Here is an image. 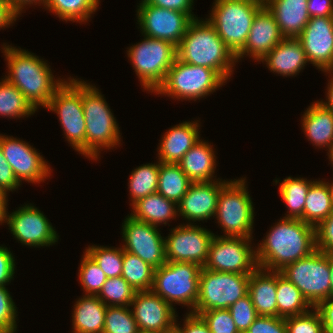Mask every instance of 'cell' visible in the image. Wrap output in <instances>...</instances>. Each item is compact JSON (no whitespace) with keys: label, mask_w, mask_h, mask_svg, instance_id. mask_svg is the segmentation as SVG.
<instances>
[{"label":"cell","mask_w":333,"mask_h":333,"mask_svg":"<svg viewBox=\"0 0 333 333\" xmlns=\"http://www.w3.org/2000/svg\"><path fill=\"white\" fill-rule=\"evenodd\" d=\"M195 224L183 223L169 230L170 233L165 237L167 261L194 263L204 267L215 234Z\"/></svg>","instance_id":"14"},{"label":"cell","mask_w":333,"mask_h":333,"mask_svg":"<svg viewBox=\"0 0 333 333\" xmlns=\"http://www.w3.org/2000/svg\"><path fill=\"white\" fill-rule=\"evenodd\" d=\"M83 254L78 268V281L85 295L97 296L107 280V276L86 251Z\"/></svg>","instance_id":"41"},{"label":"cell","mask_w":333,"mask_h":333,"mask_svg":"<svg viewBox=\"0 0 333 333\" xmlns=\"http://www.w3.org/2000/svg\"><path fill=\"white\" fill-rule=\"evenodd\" d=\"M263 6L255 0H215L205 19L236 56L247 41L256 13Z\"/></svg>","instance_id":"7"},{"label":"cell","mask_w":333,"mask_h":333,"mask_svg":"<svg viewBox=\"0 0 333 333\" xmlns=\"http://www.w3.org/2000/svg\"><path fill=\"white\" fill-rule=\"evenodd\" d=\"M226 82L216 70L191 65L177 58L154 93L155 95H167L178 101H196L210 96Z\"/></svg>","instance_id":"5"},{"label":"cell","mask_w":333,"mask_h":333,"mask_svg":"<svg viewBox=\"0 0 333 333\" xmlns=\"http://www.w3.org/2000/svg\"><path fill=\"white\" fill-rule=\"evenodd\" d=\"M0 148L19 183H41L51 176L48 161L28 142L0 134Z\"/></svg>","instance_id":"18"},{"label":"cell","mask_w":333,"mask_h":333,"mask_svg":"<svg viewBox=\"0 0 333 333\" xmlns=\"http://www.w3.org/2000/svg\"><path fill=\"white\" fill-rule=\"evenodd\" d=\"M147 4L161 8L176 10L182 13H187L193 20L197 19L192 12L194 0H144Z\"/></svg>","instance_id":"52"},{"label":"cell","mask_w":333,"mask_h":333,"mask_svg":"<svg viewBox=\"0 0 333 333\" xmlns=\"http://www.w3.org/2000/svg\"><path fill=\"white\" fill-rule=\"evenodd\" d=\"M333 213V190L329 182L317 180L310 186L304 205V222L317 227Z\"/></svg>","instance_id":"31"},{"label":"cell","mask_w":333,"mask_h":333,"mask_svg":"<svg viewBox=\"0 0 333 333\" xmlns=\"http://www.w3.org/2000/svg\"><path fill=\"white\" fill-rule=\"evenodd\" d=\"M8 195L4 191H0V225L5 224L7 221V213H8Z\"/></svg>","instance_id":"58"},{"label":"cell","mask_w":333,"mask_h":333,"mask_svg":"<svg viewBox=\"0 0 333 333\" xmlns=\"http://www.w3.org/2000/svg\"><path fill=\"white\" fill-rule=\"evenodd\" d=\"M138 333H159L155 331H146V330H139Z\"/></svg>","instance_id":"62"},{"label":"cell","mask_w":333,"mask_h":333,"mask_svg":"<svg viewBox=\"0 0 333 333\" xmlns=\"http://www.w3.org/2000/svg\"><path fill=\"white\" fill-rule=\"evenodd\" d=\"M228 310L240 333H245L258 317L249 294L230 305Z\"/></svg>","instance_id":"45"},{"label":"cell","mask_w":333,"mask_h":333,"mask_svg":"<svg viewBox=\"0 0 333 333\" xmlns=\"http://www.w3.org/2000/svg\"><path fill=\"white\" fill-rule=\"evenodd\" d=\"M10 8L18 15L21 16V14L26 11L24 10L27 6L31 5H37L43 6L46 0H7ZM34 3V4H33Z\"/></svg>","instance_id":"56"},{"label":"cell","mask_w":333,"mask_h":333,"mask_svg":"<svg viewBox=\"0 0 333 333\" xmlns=\"http://www.w3.org/2000/svg\"><path fill=\"white\" fill-rule=\"evenodd\" d=\"M19 16L10 8L7 0H0V30L9 28Z\"/></svg>","instance_id":"55"},{"label":"cell","mask_w":333,"mask_h":333,"mask_svg":"<svg viewBox=\"0 0 333 333\" xmlns=\"http://www.w3.org/2000/svg\"><path fill=\"white\" fill-rule=\"evenodd\" d=\"M315 309L321 316L325 333H333V298L320 302Z\"/></svg>","instance_id":"54"},{"label":"cell","mask_w":333,"mask_h":333,"mask_svg":"<svg viewBox=\"0 0 333 333\" xmlns=\"http://www.w3.org/2000/svg\"><path fill=\"white\" fill-rule=\"evenodd\" d=\"M8 229L22 245L49 247L59 240V235L49 219L35 205L23 204L11 214L7 213Z\"/></svg>","instance_id":"16"},{"label":"cell","mask_w":333,"mask_h":333,"mask_svg":"<svg viewBox=\"0 0 333 333\" xmlns=\"http://www.w3.org/2000/svg\"><path fill=\"white\" fill-rule=\"evenodd\" d=\"M177 58L185 63L216 70L230 80L237 59L206 19H194L177 46Z\"/></svg>","instance_id":"3"},{"label":"cell","mask_w":333,"mask_h":333,"mask_svg":"<svg viewBox=\"0 0 333 333\" xmlns=\"http://www.w3.org/2000/svg\"><path fill=\"white\" fill-rule=\"evenodd\" d=\"M255 1L260 2L264 5L268 0H255Z\"/></svg>","instance_id":"63"},{"label":"cell","mask_w":333,"mask_h":333,"mask_svg":"<svg viewBox=\"0 0 333 333\" xmlns=\"http://www.w3.org/2000/svg\"><path fill=\"white\" fill-rule=\"evenodd\" d=\"M253 238L214 236L203 268L211 271L251 274L258 268ZM254 247V248H253Z\"/></svg>","instance_id":"13"},{"label":"cell","mask_w":333,"mask_h":333,"mask_svg":"<svg viewBox=\"0 0 333 333\" xmlns=\"http://www.w3.org/2000/svg\"><path fill=\"white\" fill-rule=\"evenodd\" d=\"M284 38L273 14L264 5L255 15L244 47L236 55L237 62L244 56L260 62Z\"/></svg>","instance_id":"22"},{"label":"cell","mask_w":333,"mask_h":333,"mask_svg":"<svg viewBox=\"0 0 333 333\" xmlns=\"http://www.w3.org/2000/svg\"><path fill=\"white\" fill-rule=\"evenodd\" d=\"M246 183V177L231 179L220 190L215 219L221 237L253 238L255 208Z\"/></svg>","instance_id":"6"},{"label":"cell","mask_w":333,"mask_h":333,"mask_svg":"<svg viewBox=\"0 0 333 333\" xmlns=\"http://www.w3.org/2000/svg\"><path fill=\"white\" fill-rule=\"evenodd\" d=\"M260 62L274 74L295 77L308 61L298 38H284Z\"/></svg>","instance_id":"24"},{"label":"cell","mask_w":333,"mask_h":333,"mask_svg":"<svg viewBox=\"0 0 333 333\" xmlns=\"http://www.w3.org/2000/svg\"><path fill=\"white\" fill-rule=\"evenodd\" d=\"M36 111L15 85L5 78H1L0 116L20 119L34 115Z\"/></svg>","instance_id":"37"},{"label":"cell","mask_w":333,"mask_h":333,"mask_svg":"<svg viewBox=\"0 0 333 333\" xmlns=\"http://www.w3.org/2000/svg\"><path fill=\"white\" fill-rule=\"evenodd\" d=\"M316 248L325 253L333 251V213L316 227Z\"/></svg>","instance_id":"48"},{"label":"cell","mask_w":333,"mask_h":333,"mask_svg":"<svg viewBox=\"0 0 333 333\" xmlns=\"http://www.w3.org/2000/svg\"><path fill=\"white\" fill-rule=\"evenodd\" d=\"M128 60L143 90L153 93L164 81L177 59V46L166 40L144 38L127 48Z\"/></svg>","instance_id":"8"},{"label":"cell","mask_w":333,"mask_h":333,"mask_svg":"<svg viewBox=\"0 0 333 333\" xmlns=\"http://www.w3.org/2000/svg\"><path fill=\"white\" fill-rule=\"evenodd\" d=\"M329 268H330V284H331V298H333V254L329 253Z\"/></svg>","instance_id":"59"},{"label":"cell","mask_w":333,"mask_h":333,"mask_svg":"<svg viewBox=\"0 0 333 333\" xmlns=\"http://www.w3.org/2000/svg\"><path fill=\"white\" fill-rule=\"evenodd\" d=\"M130 216L154 226L169 225L171 219L178 217V207L173 201L166 199L158 192L139 199L132 206Z\"/></svg>","instance_id":"30"},{"label":"cell","mask_w":333,"mask_h":333,"mask_svg":"<svg viewBox=\"0 0 333 333\" xmlns=\"http://www.w3.org/2000/svg\"><path fill=\"white\" fill-rule=\"evenodd\" d=\"M275 179V185L279 184V194L288 208L284 218L301 219L304 221V205L310 186L316 180H307L301 177H286L283 181Z\"/></svg>","instance_id":"32"},{"label":"cell","mask_w":333,"mask_h":333,"mask_svg":"<svg viewBox=\"0 0 333 333\" xmlns=\"http://www.w3.org/2000/svg\"><path fill=\"white\" fill-rule=\"evenodd\" d=\"M163 333H182V331L176 325H174Z\"/></svg>","instance_id":"60"},{"label":"cell","mask_w":333,"mask_h":333,"mask_svg":"<svg viewBox=\"0 0 333 333\" xmlns=\"http://www.w3.org/2000/svg\"><path fill=\"white\" fill-rule=\"evenodd\" d=\"M277 272L257 268L250 274L248 294L258 316H277Z\"/></svg>","instance_id":"28"},{"label":"cell","mask_w":333,"mask_h":333,"mask_svg":"<svg viewBox=\"0 0 333 333\" xmlns=\"http://www.w3.org/2000/svg\"><path fill=\"white\" fill-rule=\"evenodd\" d=\"M154 270V267L139 258L137 255L124 251L121 276L137 292L151 290L153 285Z\"/></svg>","instance_id":"38"},{"label":"cell","mask_w":333,"mask_h":333,"mask_svg":"<svg viewBox=\"0 0 333 333\" xmlns=\"http://www.w3.org/2000/svg\"><path fill=\"white\" fill-rule=\"evenodd\" d=\"M200 120L183 121L169 128L159 143L158 160L177 164L200 139Z\"/></svg>","instance_id":"23"},{"label":"cell","mask_w":333,"mask_h":333,"mask_svg":"<svg viewBox=\"0 0 333 333\" xmlns=\"http://www.w3.org/2000/svg\"><path fill=\"white\" fill-rule=\"evenodd\" d=\"M228 182L215 180L210 182L191 183L187 193L177 204L178 217H182L193 224L197 221H206L214 218L221 188Z\"/></svg>","instance_id":"21"},{"label":"cell","mask_w":333,"mask_h":333,"mask_svg":"<svg viewBox=\"0 0 333 333\" xmlns=\"http://www.w3.org/2000/svg\"><path fill=\"white\" fill-rule=\"evenodd\" d=\"M325 74H328V77L330 78V80L328 79V84H327V91H326V101H323V99L321 101H319L320 103H322L326 108H328L330 111L333 112V73L331 71H324Z\"/></svg>","instance_id":"57"},{"label":"cell","mask_w":333,"mask_h":333,"mask_svg":"<svg viewBox=\"0 0 333 333\" xmlns=\"http://www.w3.org/2000/svg\"><path fill=\"white\" fill-rule=\"evenodd\" d=\"M192 182L178 164L160 162L157 192L178 204Z\"/></svg>","instance_id":"35"},{"label":"cell","mask_w":333,"mask_h":333,"mask_svg":"<svg viewBox=\"0 0 333 333\" xmlns=\"http://www.w3.org/2000/svg\"><path fill=\"white\" fill-rule=\"evenodd\" d=\"M301 123L307 140L329 152L333 145V112L317 100L305 110Z\"/></svg>","instance_id":"27"},{"label":"cell","mask_w":333,"mask_h":333,"mask_svg":"<svg viewBox=\"0 0 333 333\" xmlns=\"http://www.w3.org/2000/svg\"><path fill=\"white\" fill-rule=\"evenodd\" d=\"M276 293L278 317L286 318L301 315L313 308L302 295L301 291L286 279L281 272H277Z\"/></svg>","instance_id":"33"},{"label":"cell","mask_w":333,"mask_h":333,"mask_svg":"<svg viewBox=\"0 0 333 333\" xmlns=\"http://www.w3.org/2000/svg\"><path fill=\"white\" fill-rule=\"evenodd\" d=\"M130 307L139 330L163 333L176 324V308L152 290L136 292Z\"/></svg>","instance_id":"20"},{"label":"cell","mask_w":333,"mask_h":333,"mask_svg":"<svg viewBox=\"0 0 333 333\" xmlns=\"http://www.w3.org/2000/svg\"><path fill=\"white\" fill-rule=\"evenodd\" d=\"M137 291L122 277L107 278L97 297L106 306H130Z\"/></svg>","instance_id":"40"},{"label":"cell","mask_w":333,"mask_h":333,"mask_svg":"<svg viewBox=\"0 0 333 333\" xmlns=\"http://www.w3.org/2000/svg\"><path fill=\"white\" fill-rule=\"evenodd\" d=\"M245 333H287L286 321L278 316H258Z\"/></svg>","instance_id":"47"},{"label":"cell","mask_w":333,"mask_h":333,"mask_svg":"<svg viewBox=\"0 0 333 333\" xmlns=\"http://www.w3.org/2000/svg\"><path fill=\"white\" fill-rule=\"evenodd\" d=\"M250 274L211 271L201 268L199 296L193 312L228 309L248 294Z\"/></svg>","instance_id":"12"},{"label":"cell","mask_w":333,"mask_h":333,"mask_svg":"<svg viewBox=\"0 0 333 333\" xmlns=\"http://www.w3.org/2000/svg\"><path fill=\"white\" fill-rule=\"evenodd\" d=\"M14 254L6 246H0V286H6L14 278L16 264Z\"/></svg>","instance_id":"49"},{"label":"cell","mask_w":333,"mask_h":333,"mask_svg":"<svg viewBox=\"0 0 333 333\" xmlns=\"http://www.w3.org/2000/svg\"><path fill=\"white\" fill-rule=\"evenodd\" d=\"M82 107L86 123V158L97 161L102 150L121 144L120 127L104 95L81 79Z\"/></svg>","instance_id":"4"},{"label":"cell","mask_w":333,"mask_h":333,"mask_svg":"<svg viewBox=\"0 0 333 333\" xmlns=\"http://www.w3.org/2000/svg\"><path fill=\"white\" fill-rule=\"evenodd\" d=\"M85 251L103 270L107 278L119 277L122 274L124 250L120 247H107L92 245L85 248Z\"/></svg>","instance_id":"39"},{"label":"cell","mask_w":333,"mask_h":333,"mask_svg":"<svg viewBox=\"0 0 333 333\" xmlns=\"http://www.w3.org/2000/svg\"><path fill=\"white\" fill-rule=\"evenodd\" d=\"M121 230L124 251L137 255L155 269L167 263L165 237L161 236L160 228L128 214Z\"/></svg>","instance_id":"17"},{"label":"cell","mask_w":333,"mask_h":333,"mask_svg":"<svg viewBox=\"0 0 333 333\" xmlns=\"http://www.w3.org/2000/svg\"><path fill=\"white\" fill-rule=\"evenodd\" d=\"M201 268L194 263L167 261L154 270L151 290L172 307L183 305L193 312L199 296Z\"/></svg>","instance_id":"9"},{"label":"cell","mask_w":333,"mask_h":333,"mask_svg":"<svg viewBox=\"0 0 333 333\" xmlns=\"http://www.w3.org/2000/svg\"><path fill=\"white\" fill-rule=\"evenodd\" d=\"M297 38L308 63L322 72L333 68V17H311Z\"/></svg>","instance_id":"19"},{"label":"cell","mask_w":333,"mask_h":333,"mask_svg":"<svg viewBox=\"0 0 333 333\" xmlns=\"http://www.w3.org/2000/svg\"><path fill=\"white\" fill-rule=\"evenodd\" d=\"M6 286H0V333H16L18 312Z\"/></svg>","instance_id":"46"},{"label":"cell","mask_w":333,"mask_h":333,"mask_svg":"<svg viewBox=\"0 0 333 333\" xmlns=\"http://www.w3.org/2000/svg\"><path fill=\"white\" fill-rule=\"evenodd\" d=\"M139 2L136 19L142 36L178 46L193 19L187 13L150 5L144 0Z\"/></svg>","instance_id":"15"},{"label":"cell","mask_w":333,"mask_h":333,"mask_svg":"<svg viewBox=\"0 0 333 333\" xmlns=\"http://www.w3.org/2000/svg\"><path fill=\"white\" fill-rule=\"evenodd\" d=\"M212 146L204 139H199L177 163L192 183L222 180L214 176L217 156Z\"/></svg>","instance_id":"26"},{"label":"cell","mask_w":333,"mask_h":333,"mask_svg":"<svg viewBox=\"0 0 333 333\" xmlns=\"http://www.w3.org/2000/svg\"><path fill=\"white\" fill-rule=\"evenodd\" d=\"M45 109L57 114L65 139L86 157V123L82 107L81 79L71 76L56 90Z\"/></svg>","instance_id":"10"},{"label":"cell","mask_w":333,"mask_h":333,"mask_svg":"<svg viewBox=\"0 0 333 333\" xmlns=\"http://www.w3.org/2000/svg\"><path fill=\"white\" fill-rule=\"evenodd\" d=\"M21 186L16 179L12 167L8 164L0 148V191L9 194L10 191H16Z\"/></svg>","instance_id":"50"},{"label":"cell","mask_w":333,"mask_h":333,"mask_svg":"<svg viewBox=\"0 0 333 333\" xmlns=\"http://www.w3.org/2000/svg\"><path fill=\"white\" fill-rule=\"evenodd\" d=\"M192 313L203 318L211 333H240L228 309H213Z\"/></svg>","instance_id":"44"},{"label":"cell","mask_w":333,"mask_h":333,"mask_svg":"<svg viewBox=\"0 0 333 333\" xmlns=\"http://www.w3.org/2000/svg\"><path fill=\"white\" fill-rule=\"evenodd\" d=\"M7 75L4 78L15 85L25 99L37 110L45 108L56 90L66 81L53 75L50 65L28 50L3 43Z\"/></svg>","instance_id":"2"},{"label":"cell","mask_w":333,"mask_h":333,"mask_svg":"<svg viewBox=\"0 0 333 333\" xmlns=\"http://www.w3.org/2000/svg\"><path fill=\"white\" fill-rule=\"evenodd\" d=\"M130 306H107L103 333H138Z\"/></svg>","instance_id":"42"},{"label":"cell","mask_w":333,"mask_h":333,"mask_svg":"<svg viewBox=\"0 0 333 333\" xmlns=\"http://www.w3.org/2000/svg\"><path fill=\"white\" fill-rule=\"evenodd\" d=\"M278 221L255 246L258 267L276 272L317 250L316 227L301 219L282 217Z\"/></svg>","instance_id":"1"},{"label":"cell","mask_w":333,"mask_h":333,"mask_svg":"<svg viewBox=\"0 0 333 333\" xmlns=\"http://www.w3.org/2000/svg\"><path fill=\"white\" fill-rule=\"evenodd\" d=\"M307 9L311 17H333V0H308Z\"/></svg>","instance_id":"53"},{"label":"cell","mask_w":333,"mask_h":333,"mask_svg":"<svg viewBox=\"0 0 333 333\" xmlns=\"http://www.w3.org/2000/svg\"><path fill=\"white\" fill-rule=\"evenodd\" d=\"M107 306L96 295H83L74 303L73 333H103Z\"/></svg>","instance_id":"29"},{"label":"cell","mask_w":333,"mask_h":333,"mask_svg":"<svg viewBox=\"0 0 333 333\" xmlns=\"http://www.w3.org/2000/svg\"><path fill=\"white\" fill-rule=\"evenodd\" d=\"M184 316V319H182L184 321L182 325L177 323V320H179L178 318L176 319L175 324L182 331V333H211L207 324L200 315L188 312Z\"/></svg>","instance_id":"51"},{"label":"cell","mask_w":333,"mask_h":333,"mask_svg":"<svg viewBox=\"0 0 333 333\" xmlns=\"http://www.w3.org/2000/svg\"><path fill=\"white\" fill-rule=\"evenodd\" d=\"M160 161L156 163L142 164L132 170L129 175V195L132 206L139 199L146 197L149 194L157 192L159 178Z\"/></svg>","instance_id":"36"},{"label":"cell","mask_w":333,"mask_h":333,"mask_svg":"<svg viewBox=\"0 0 333 333\" xmlns=\"http://www.w3.org/2000/svg\"><path fill=\"white\" fill-rule=\"evenodd\" d=\"M287 333H325L319 312L312 308L307 313L285 318Z\"/></svg>","instance_id":"43"},{"label":"cell","mask_w":333,"mask_h":333,"mask_svg":"<svg viewBox=\"0 0 333 333\" xmlns=\"http://www.w3.org/2000/svg\"><path fill=\"white\" fill-rule=\"evenodd\" d=\"M280 272L301 291L313 308L331 298L329 253L315 250Z\"/></svg>","instance_id":"11"},{"label":"cell","mask_w":333,"mask_h":333,"mask_svg":"<svg viewBox=\"0 0 333 333\" xmlns=\"http://www.w3.org/2000/svg\"><path fill=\"white\" fill-rule=\"evenodd\" d=\"M100 0H46L43 8L62 21L86 23L99 8Z\"/></svg>","instance_id":"34"},{"label":"cell","mask_w":333,"mask_h":333,"mask_svg":"<svg viewBox=\"0 0 333 333\" xmlns=\"http://www.w3.org/2000/svg\"><path fill=\"white\" fill-rule=\"evenodd\" d=\"M327 155H328V158H329V161H330L329 164H332V168H333V145H332L330 151L327 152Z\"/></svg>","instance_id":"61"},{"label":"cell","mask_w":333,"mask_h":333,"mask_svg":"<svg viewBox=\"0 0 333 333\" xmlns=\"http://www.w3.org/2000/svg\"><path fill=\"white\" fill-rule=\"evenodd\" d=\"M308 0H268L264 5L273 14L285 38H297L308 23Z\"/></svg>","instance_id":"25"}]
</instances>
